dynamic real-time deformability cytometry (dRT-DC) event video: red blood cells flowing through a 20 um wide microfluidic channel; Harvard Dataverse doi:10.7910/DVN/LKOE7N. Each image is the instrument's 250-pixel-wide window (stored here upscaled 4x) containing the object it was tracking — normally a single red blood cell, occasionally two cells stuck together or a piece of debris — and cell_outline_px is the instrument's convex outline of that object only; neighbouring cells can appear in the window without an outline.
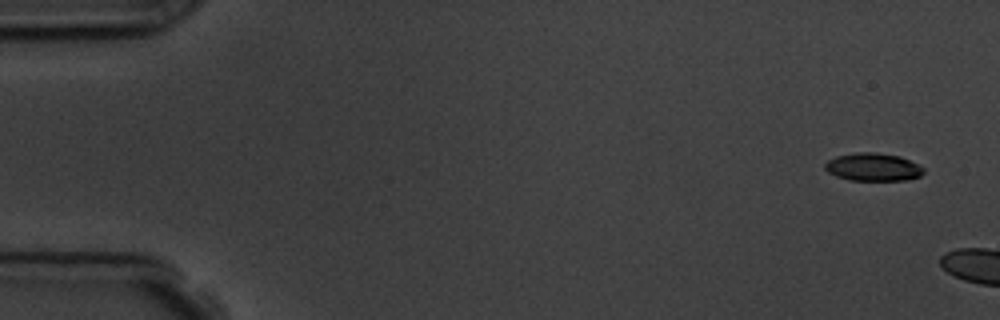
{"species": "common noctule bat (a hibernating species)", "species_latin": "Nyctalus noctula", "temperature_condition": "room temperature", "stored_images_in_passage": 3, "camera_frame_rate_fps": 3000, "um_per_image_px": 0.085, "animal": {"sex": "male", "body_mass_g": 19.5, "forearm_length_mm": 54.6}, "frame": {"image": 1, "passage_image": 1, "time_ms": 0.0, "image_size_px": [1000, 320], "cell_outline_px": [[924, 172], [920, 176], [908, 180], [848, 180], [836, 176], [828, 172], [824, 168], [824, 164], [828, 160], [836, 156], [856, 152], [876, 152], [900, 156], [920, 164], [924, 168]], "centroid_in_image_um": [74.22, 14.19], "position_along_channel_um": 10.8, "area_um2": 16.24}}